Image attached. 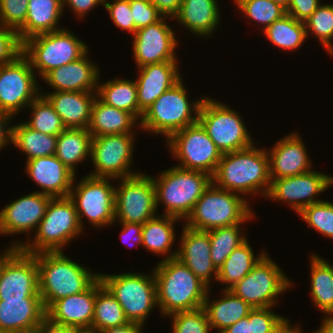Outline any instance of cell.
<instances>
[{"instance_id": "obj_53", "label": "cell", "mask_w": 333, "mask_h": 333, "mask_svg": "<svg viewBox=\"0 0 333 333\" xmlns=\"http://www.w3.org/2000/svg\"><path fill=\"white\" fill-rule=\"evenodd\" d=\"M62 2L63 10L68 5L67 7H70L79 19L84 18L89 11L99 4L103 5V0H62Z\"/></svg>"}, {"instance_id": "obj_64", "label": "cell", "mask_w": 333, "mask_h": 333, "mask_svg": "<svg viewBox=\"0 0 333 333\" xmlns=\"http://www.w3.org/2000/svg\"><path fill=\"white\" fill-rule=\"evenodd\" d=\"M0 333H16V332H12V331H0Z\"/></svg>"}, {"instance_id": "obj_7", "label": "cell", "mask_w": 333, "mask_h": 333, "mask_svg": "<svg viewBox=\"0 0 333 333\" xmlns=\"http://www.w3.org/2000/svg\"><path fill=\"white\" fill-rule=\"evenodd\" d=\"M187 94L182 78L143 112L140 129L156 135L160 133L168 140L174 133L198 122L204 96L191 103Z\"/></svg>"}, {"instance_id": "obj_48", "label": "cell", "mask_w": 333, "mask_h": 333, "mask_svg": "<svg viewBox=\"0 0 333 333\" xmlns=\"http://www.w3.org/2000/svg\"><path fill=\"white\" fill-rule=\"evenodd\" d=\"M23 54V42L16 30L0 26V66L14 62Z\"/></svg>"}, {"instance_id": "obj_47", "label": "cell", "mask_w": 333, "mask_h": 333, "mask_svg": "<svg viewBox=\"0 0 333 333\" xmlns=\"http://www.w3.org/2000/svg\"><path fill=\"white\" fill-rule=\"evenodd\" d=\"M29 0H0V26L18 31L26 21Z\"/></svg>"}, {"instance_id": "obj_23", "label": "cell", "mask_w": 333, "mask_h": 333, "mask_svg": "<svg viewBox=\"0 0 333 333\" xmlns=\"http://www.w3.org/2000/svg\"><path fill=\"white\" fill-rule=\"evenodd\" d=\"M89 50L79 59L49 71L43 82L55 91L97 92L100 71L88 58ZM96 65V66H95Z\"/></svg>"}, {"instance_id": "obj_36", "label": "cell", "mask_w": 333, "mask_h": 333, "mask_svg": "<svg viewBox=\"0 0 333 333\" xmlns=\"http://www.w3.org/2000/svg\"><path fill=\"white\" fill-rule=\"evenodd\" d=\"M124 310L113 294L103 285L100 277L96 279V299L92 320V333H100L110 328L128 324Z\"/></svg>"}, {"instance_id": "obj_30", "label": "cell", "mask_w": 333, "mask_h": 333, "mask_svg": "<svg viewBox=\"0 0 333 333\" xmlns=\"http://www.w3.org/2000/svg\"><path fill=\"white\" fill-rule=\"evenodd\" d=\"M137 122L138 120L131 113L110 106L96 96L91 107L90 123L87 129L92 137L134 133L133 126L140 124Z\"/></svg>"}, {"instance_id": "obj_25", "label": "cell", "mask_w": 333, "mask_h": 333, "mask_svg": "<svg viewBox=\"0 0 333 333\" xmlns=\"http://www.w3.org/2000/svg\"><path fill=\"white\" fill-rule=\"evenodd\" d=\"M177 61H165L138 68L137 98L139 105V122L143 112L165 91L178 83L182 76Z\"/></svg>"}, {"instance_id": "obj_40", "label": "cell", "mask_w": 333, "mask_h": 333, "mask_svg": "<svg viewBox=\"0 0 333 333\" xmlns=\"http://www.w3.org/2000/svg\"><path fill=\"white\" fill-rule=\"evenodd\" d=\"M266 38L283 50H297L308 38L305 23L286 14L264 31Z\"/></svg>"}, {"instance_id": "obj_50", "label": "cell", "mask_w": 333, "mask_h": 333, "mask_svg": "<svg viewBox=\"0 0 333 333\" xmlns=\"http://www.w3.org/2000/svg\"><path fill=\"white\" fill-rule=\"evenodd\" d=\"M251 321V333H271L285 318L272 311V307L253 308L248 315Z\"/></svg>"}, {"instance_id": "obj_43", "label": "cell", "mask_w": 333, "mask_h": 333, "mask_svg": "<svg viewBox=\"0 0 333 333\" xmlns=\"http://www.w3.org/2000/svg\"><path fill=\"white\" fill-rule=\"evenodd\" d=\"M304 23L307 36L309 33L315 35L333 57V4H320Z\"/></svg>"}, {"instance_id": "obj_32", "label": "cell", "mask_w": 333, "mask_h": 333, "mask_svg": "<svg viewBox=\"0 0 333 333\" xmlns=\"http://www.w3.org/2000/svg\"><path fill=\"white\" fill-rule=\"evenodd\" d=\"M223 296L220 299H209L211 290H208L203 308L208 317L211 330L218 329L221 333L227 327L233 325L238 320L249 315L253 308L242 298L236 296L229 289H223Z\"/></svg>"}, {"instance_id": "obj_37", "label": "cell", "mask_w": 333, "mask_h": 333, "mask_svg": "<svg viewBox=\"0 0 333 333\" xmlns=\"http://www.w3.org/2000/svg\"><path fill=\"white\" fill-rule=\"evenodd\" d=\"M97 95L106 104L131 113L139 121L136 81L114 78L104 84L98 83Z\"/></svg>"}, {"instance_id": "obj_27", "label": "cell", "mask_w": 333, "mask_h": 333, "mask_svg": "<svg viewBox=\"0 0 333 333\" xmlns=\"http://www.w3.org/2000/svg\"><path fill=\"white\" fill-rule=\"evenodd\" d=\"M45 317L41 298L0 299V331L34 333Z\"/></svg>"}, {"instance_id": "obj_31", "label": "cell", "mask_w": 333, "mask_h": 333, "mask_svg": "<svg viewBox=\"0 0 333 333\" xmlns=\"http://www.w3.org/2000/svg\"><path fill=\"white\" fill-rule=\"evenodd\" d=\"M62 12V0H29L25 24L17 31L21 41L63 29L57 27Z\"/></svg>"}, {"instance_id": "obj_61", "label": "cell", "mask_w": 333, "mask_h": 333, "mask_svg": "<svg viewBox=\"0 0 333 333\" xmlns=\"http://www.w3.org/2000/svg\"><path fill=\"white\" fill-rule=\"evenodd\" d=\"M312 333H333V318L323 317L321 327Z\"/></svg>"}, {"instance_id": "obj_59", "label": "cell", "mask_w": 333, "mask_h": 333, "mask_svg": "<svg viewBox=\"0 0 333 333\" xmlns=\"http://www.w3.org/2000/svg\"><path fill=\"white\" fill-rule=\"evenodd\" d=\"M142 327L143 326L138 323L129 322L128 324H126L124 326L110 328V329H107L100 333H143Z\"/></svg>"}, {"instance_id": "obj_62", "label": "cell", "mask_w": 333, "mask_h": 333, "mask_svg": "<svg viewBox=\"0 0 333 333\" xmlns=\"http://www.w3.org/2000/svg\"><path fill=\"white\" fill-rule=\"evenodd\" d=\"M17 248H13L9 246V248H6L5 251L2 252V255L0 254V276L2 271V265L4 261L16 250Z\"/></svg>"}, {"instance_id": "obj_9", "label": "cell", "mask_w": 333, "mask_h": 333, "mask_svg": "<svg viewBox=\"0 0 333 333\" xmlns=\"http://www.w3.org/2000/svg\"><path fill=\"white\" fill-rule=\"evenodd\" d=\"M88 46L68 29L39 34L23 42V54L43 78L49 71L81 58Z\"/></svg>"}, {"instance_id": "obj_12", "label": "cell", "mask_w": 333, "mask_h": 333, "mask_svg": "<svg viewBox=\"0 0 333 333\" xmlns=\"http://www.w3.org/2000/svg\"><path fill=\"white\" fill-rule=\"evenodd\" d=\"M69 194L73 201L80 225L84 230L83 219L87 218L93 227L101 228L115 223V187L112 178L84 176Z\"/></svg>"}, {"instance_id": "obj_28", "label": "cell", "mask_w": 333, "mask_h": 333, "mask_svg": "<svg viewBox=\"0 0 333 333\" xmlns=\"http://www.w3.org/2000/svg\"><path fill=\"white\" fill-rule=\"evenodd\" d=\"M61 117L66 128L87 129L97 92L55 91L41 93Z\"/></svg>"}, {"instance_id": "obj_4", "label": "cell", "mask_w": 333, "mask_h": 333, "mask_svg": "<svg viewBox=\"0 0 333 333\" xmlns=\"http://www.w3.org/2000/svg\"><path fill=\"white\" fill-rule=\"evenodd\" d=\"M34 232L33 241H15L11 247L28 254L63 251L65 245L83 233L73 201L69 197L52 198Z\"/></svg>"}, {"instance_id": "obj_3", "label": "cell", "mask_w": 333, "mask_h": 333, "mask_svg": "<svg viewBox=\"0 0 333 333\" xmlns=\"http://www.w3.org/2000/svg\"><path fill=\"white\" fill-rule=\"evenodd\" d=\"M39 271V294L45 310L55 301L85 291L98 277L65 256L63 251L34 254Z\"/></svg>"}, {"instance_id": "obj_58", "label": "cell", "mask_w": 333, "mask_h": 333, "mask_svg": "<svg viewBox=\"0 0 333 333\" xmlns=\"http://www.w3.org/2000/svg\"><path fill=\"white\" fill-rule=\"evenodd\" d=\"M221 333H251V321L248 316L243 317Z\"/></svg>"}, {"instance_id": "obj_15", "label": "cell", "mask_w": 333, "mask_h": 333, "mask_svg": "<svg viewBox=\"0 0 333 333\" xmlns=\"http://www.w3.org/2000/svg\"><path fill=\"white\" fill-rule=\"evenodd\" d=\"M134 136L125 133L92 137L90 159L95 171L89 175L118 180L140 173L131 171Z\"/></svg>"}, {"instance_id": "obj_18", "label": "cell", "mask_w": 333, "mask_h": 333, "mask_svg": "<svg viewBox=\"0 0 333 333\" xmlns=\"http://www.w3.org/2000/svg\"><path fill=\"white\" fill-rule=\"evenodd\" d=\"M41 298L39 271L34 254L17 248L3 263L0 299Z\"/></svg>"}, {"instance_id": "obj_16", "label": "cell", "mask_w": 333, "mask_h": 333, "mask_svg": "<svg viewBox=\"0 0 333 333\" xmlns=\"http://www.w3.org/2000/svg\"><path fill=\"white\" fill-rule=\"evenodd\" d=\"M34 72L24 54L0 66V110L15 117L40 95L42 89Z\"/></svg>"}, {"instance_id": "obj_19", "label": "cell", "mask_w": 333, "mask_h": 333, "mask_svg": "<svg viewBox=\"0 0 333 333\" xmlns=\"http://www.w3.org/2000/svg\"><path fill=\"white\" fill-rule=\"evenodd\" d=\"M170 17L138 29L133 35V55L137 68L165 61H177L175 31L166 23Z\"/></svg>"}, {"instance_id": "obj_45", "label": "cell", "mask_w": 333, "mask_h": 333, "mask_svg": "<svg viewBox=\"0 0 333 333\" xmlns=\"http://www.w3.org/2000/svg\"><path fill=\"white\" fill-rule=\"evenodd\" d=\"M298 215L315 232L333 239V203L321 200L305 207Z\"/></svg>"}, {"instance_id": "obj_51", "label": "cell", "mask_w": 333, "mask_h": 333, "mask_svg": "<svg viewBox=\"0 0 333 333\" xmlns=\"http://www.w3.org/2000/svg\"><path fill=\"white\" fill-rule=\"evenodd\" d=\"M129 4L137 30L154 24L163 17L150 0H129Z\"/></svg>"}, {"instance_id": "obj_24", "label": "cell", "mask_w": 333, "mask_h": 333, "mask_svg": "<svg viewBox=\"0 0 333 333\" xmlns=\"http://www.w3.org/2000/svg\"><path fill=\"white\" fill-rule=\"evenodd\" d=\"M96 280L83 292L55 301L47 310L46 317L52 322L92 332Z\"/></svg>"}, {"instance_id": "obj_26", "label": "cell", "mask_w": 333, "mask_h": 333, "mask_svg": "<svg viewBox=\"0 0 333 333\" xmlns=\"http://www.w3.org/2000/svg\"><path fill=\"white\" fill-rule=\"evenodd\" d=\"M26 173L41 188L40 192L55 197H69L76 175L56 156L38 157L26 161Z\"/></svg>"}, {"instance_id": "obj_57", "label": "cell", "mask_w": 333, "mask_h": 333, "mask_svg": "<svg viewBox=\"0 0 333 333\" xmlns=\"http://www.w3.org/2000/svg\"><path fill=\"white\" fill-rule=\"evenodd\" d=\"M158 11L166 17H173L178 13L182 0H150Z\"/></svg>"}, {"instance_id": "obj_55", "label": "cell", "mask_w": 333, "mask_h": 333, "mask_svg": "<svg viewBox=\"0 0 333 333\" xmlns=\"http://www.w3.org/2000/svg\"><path fill=\"white\" fill-rule=\"evenodd\" d=\"M81 332L82 330L76 327L54 323L47 317H45L42 320V322L34 331V333H81Z\"/></svg>"}, {"instance_id": "obj_11", "label": "cell", "mask_w": 333, "mask_h": 333, "mask_svg": "<svg viewBox=\"0 0 333 333\" xmlns=\"http://www.w3.org/2000/svg\"><path fill=\"white\" fill-rule=\"evenodd\" d=\"M293 283L272 258L265 253L252 270L229 290L252 308L275 307L279 295Z\"/></svg>"}, {"instance_id": "obj_44", "label": "cell", "mask_w": 333, "mask_h": 333, "mask_svg": "<svg viewBox=\"0 0 333 333\" xmlns=\"http://www.w3.org/2000/svg\"><path fill=\"white\" fill-rule=\"evenodd\" d=\"M233 2L248 19L262 23V31L287 14L285 8L272 0H234Z\"/></svg>"}, {"instance_id": "obj_8", "label": "cell", "mask_w": 333, "mask_h": 333, "mask_svg": "<svg viewBox=\"0 0 333 333\" xmlns=\"http://www.w3.org/2000/svg\"><path fill=\"white\" fill-rule=\"evenodd\" d=\"M150 275V276H149ZM103 274V285L113 294L129 322L144 323L157 305V286L154 273Z\"/></svg>"}, {"instance_id": "obj_46", "label": "cell", "mask_w": 333, "mask_h": 333, "mask_svg": "<svg viewBox=\"0 0 333 333\" xmlns=\"http://www.w3.org/2000/svg\"><path fill=\"white\" fill-rule=\"evenodd\" d=\"M168 317L172 318V333H209L211 330L203 307L190 311H179Z\"/></svg>"}, {"instance_id": "obj_17", "label": "cell", "mask_w": 333, "mask_h": 333, "mask_svg": "<svg viewBox=\"0 0 333 333\" xmlns=\"http://www.w3.org/2000/svg\"><path fill=\"white\" fill-rule=\"evenodd\" d=\"M333 185V176L317 170L285 178H271L266 198L286 201L291 209L300 213L305 207L321 201L316 196Z\"/></svg>"}, {"instance_id": "obj_54", "label": "cell", "mask_w": 333, "mask_h": 333, "mask_svg": "<svg viewBox=\"0 0 333 333\" xmlns=\"http://www.w3.org/2000/svg\"><path fill=\"white\" fill-rule=\"evenodd\" d=\"M121 227H122V230H121L122 232L120 233V236H121V240H123L124 244H125L126 241L129 240L131 242H128V243L133 244V242L134 243L136 242L137 245H142V240H143L142 227H143V224L121 223ZM130 246H131V244H130ZM132 246H134V244Z\"/></svg>"}, {"instance_id": "obj_5", "label": "cell", "mask_w": 333, "mask_h": 333, "mask_svg": "<svg viewBox=\"0 0 333 333\" xmlns=\"http://www.w3.org/2000/svg\"><path fill=\"white\" fill-rule=\"evenodd\" d=\"M249 202L247 198L219 188L211 182L197 200L183 226L199 231H210L245 223L255 217Z\"/></svg>"}, {"instance_id": "obj_20", "label": "cell", "mask_w": 333, "mask_h": 333, "mask_svg": "<svg viewBox=\"0 0 333 333\" xmlns=\"http://www.w3.org/2000/svg\"><path fill=\"white\" fill-rule=\"evenodd\" d=\"M52 198L35 191L7 204L0 211V235L36 231Z\"/></svg>"}, {"instance_id": "obj_56", "label": "cell", "mask_w": 333, "mask_h": 333, "mask_svg": "<svg viewBox=\"0 0 333 333\" xmlns=\"http://www.w3.org/2000/svg\"><path fill=\"white\" fill-rule=\"evenodd\" d=\"M10 119L12 121L13 117L0 110V150L5 149V146L11 143L12 138V126H9Z\"/></svg>"}, {"instance_id": "obj_52", "label": "cell", "mask_w": 333, "mask_h": 333, "mask_svg": "<svg viewBox=\"0 0 333 333\" xmlns=\"http://www.w3.org/2000/svg\"><path fill=\"white\" fill-rule=\"evenodd\" d=\"M319 0H290L286 13L296 20L305 22L320 5Z\"/></svg>"}, {"instance_id": "obj_63", "label": "cell", "mask_w": 333, "mask_h": 333, "mask_svg": "<svg viewBox=\"0 0 333 333\" xmlns=\"http://www.w3.org/2000/svg\"><path fill=\"white\" fill-rule=\"evenodd\" d=\"M273 2L281 5L283 8H285L287 10L290 0H272Z\"/></svg>"}, {"instance_id": "obj_10", "label": "cell", "mask_w": 333, "mask_h": 333, "mask_svg": "<svg viewBox=\"0 0 333 333\" xmlns=\"http://www.w3.org/2000/svg\"><path fill=\"white\" fill-rule=\"evenodd\" d=\"M198 122L222 154L242 150L255 143L240 114L215 99L204 97Z\"/></svg>"}, {"instance_id": "obj_49", "label": "cell", "mask_w": 333, "mask_h": 333, "mask_svg": "<svg viewBox=\"0 0 333 333\" xmlns=\"http://www.w3.org/2000/svg\"><path fill=\"white\" fill-rule=\"evenodd\" d=\"M103 5L115 26L132 33V36L135 34L137 29L134 26L129 0H103Z\"/></svg>"}, {"instance_id": "obj_35", "label": "cell", "mask_w": 333, "mask_h": 333, "mask_svg": "<svg viewBox=\"0 0 333 333\" xmlns=\"http://www.w3.org/2000/svg\"><path fill=\"white\" fill-rule=\"evenodd\" d=\"M91 141L88 129L66 128L57 136L55 156L76 175L75 166L90 157Z\"/></svg>"}, {"instance_id": "obj_38", "label": "cell", "mask_w": 333, "mask_h": 333, "mask_svg": "<svg viewBox=\"0 0 333 333\" xmlns=\"http://www.w3.org/2000/svg\"><path fill=\"white\" fill-rule=\"evenodd\" d=\"M57 136L31 129L24 122L12 125L11 145L18 148L31 160L56 153Z\"/></svg>"}, {"instance_id": "obj_13", "label": "cell", "mask_w": 333, "mask_h": 333, "mask_svg": "<svg viewBox=\"0 0 333 333\" xmlns=\"http://www.w3.org/2000/svg\"><path fill=\"white\" fill-rule=\"evenodd\" d=\"M167 146L182 169L197 170L213 176L222 158V152L207 135L199 122L174 133Z\"/></svg>"}, {"instance_id": "obj_65", "label": "cell", "mask_w": 333, "mask_h": 333, "mask_svg": "<svg viewBox=\"0 0 333 333\" xmlns=\"http://www.w3.org/2000/svg\"><path fill=\"white\" fill-rule=\"evenodd\" d=\"M81 333H92V332H90V331H82Z\"/></svg>"}, {"instance_id": "obj_22", "label": "cell", "mask_w": 333, "mask_h": 333, "mask_svg": "<svg viewBox=\"0 0 333 333\" xmlns=\"http://www.w3.org/2000/svg\"><path fill=\"white\" fill-rule=\"evenodd\" d=\"M269 156L270 177L285 178L311 171L313 164L307 148L297 132L290 133L275 142Z\"/></svg>"}, {"instance_id": "obj_2", "label": "cell", "mask_w": 333, "mask_h": 333, "mask_svg": "<svg viewBox=\"0 0 333 333\" xmlns=\"http://www.w3.org/2000/svg\"><path fill=\"white\" fill-rule=\"evenodd\" d=\"M152 270L156 279L157 305L161 314L167 317L179 311L203 307L211 288L177 258L162 259Z\"/></svg>"}, {"instance_id": "obj_1", "label": "cell", "mask_w": 333, "mask_h": 333, "mask_svg": "<svg viewBox=\"0 0 333 333\" xmlns=\"http://www.w3.org/2000/svg\"><path fill=\"white\" fill-rule=\"evenodd\" d=\"M252 146L222 155L212 182L219 188L250 196H266L271 187L267 150Z\"/></svg>"}, {"instance_id": "obj_6", "label": "cell", "mask_w": 333, "mask_h": 333, "mask_svg": "<svg viewBox=\"0 0 333 333\" xmlns=\"http://www.w3.org/2000/svg\"><path fill=\"white\" fill-rule=\"evenodd\" d=\"M156 190V207L165 205L163 215L187 219L197 200L212 182L206 172L187 170L174 166L152 176Z\"/></svg>"}, {"instance_id": "obj_14", "label": "cell", "mask_w": 333, "mask_h": 333, "mask_svg": "<svg viewBox=\"0 0 333 333\" xmlns=\"http://www.w3.org/2000/svg\"><path fill=\"white\" fill-rule=\"evenodd\" d=\"M119 180L115 188V222L145 224L157 216L156 190L151 175L140 172Z\"/></svg>"}, {"instance_id": "obj_33", "label": "cell", "mask_w": 333, "mask_h": 333, "mask_svg": "<svg viewBox=\"0 0 333 333\" xmlns=\"http://www.w3.org/2000/svg\"><path fill=\"white\" fill-rule=\"evenodd\" d=\"M181 219L161 215L148 220L142 227V247L154 254L164 255L165 259L176 258L177 250H172L176 240L174 224Z\"/></svg>"}, {"instance_id": "obj_21", "label": "cell", "mask_w": 333, "mask_h": 333, "mask_svg": "<svg viewBox=\"0 0 333 333\" xmlns=\"http://www.w3.org/2000/svg\"><path fill=\"white\" fill-rule=\"evenodd\" d=\"M181 233L176 258L186 265L203 283L217 281L218 270L211 260V244L207 231L194 230L186 225Z\"/></svg>"}, {"instance_id": "obj_60", "label": "cell", "mask_w": 333, "mask_h": 333, "mask_svg": "<svg viewBox=\"0 0 333 333\" xmlns=\"http://www.w3.org/2000/svg\"><path fill=\"white\" fill-rule=\"evenodd\" d=\"M288 318H284L271 333H303L300 327L292 326Z\"/></svg>"}, {"instance_id": "obj_39", "label": "cell", "mask_w": 333, "mask_h": 333, "mask_svg": "<svg viewBox=\"0 0 333 333\" xmlns=\"http://www.w3.org/2000/svg\"><path fill=\"white\" fill-rule=\"evenodd\" d=\"M265 253V251H262L255 257L254 250L247 239L224 261L218 270L217 281L223 283L222 285L226 284L225 289H230L252 270Z\"/></svg>"}, {"instance_id": "obj_29", "label": "cell", "mask_w": 333, "mask_h": 333, "mask_svg": "<svg viewBox=\"0 0 333 333\" xmlns=\"http://www.w3.org/2000/svg\"><path fill=\"white\" fill-rule=\"evenodd\" d=\"M218 7L217 0H182L173 20L196 36L208 37L219 25L221 13Z\"/></svg>"}, {"instance_id": "obj_42", "label": "cell", "mask_w": 333, "mask_h": 333, "mask_svg": "<svg viewBox=\"0 0 333 333\" xmlns=\"http://www.w3.org/2000/svg\"><path fill=\"white\" fill-rule=\"evenodd\" d=\"M28 108L31 109L32 116L24 123L31 129L54 136H58L66 129L61 117L44 96L39 95L28 105Z\"/></svg>"}, {"instance_id": "obj_41", "label": "cell", "mask_w": 333, "mask_h": 333, "mask_svg": "<svg viewBox=\"0 0 333 333\" xmlns=\"http://www.w3.org/2000/svg\"><path fill=\"white\" fill-rule=\"evenodd\" d=\"M241 224L243 223L207 231L211 244V260L217 270L227 257L247 240L241 231L243 229Z\"/></svg>"}, {"instance_id": "obj_34", "label": "cell", "mask_w": 333, "mask_h": 333, "mask_svg": "<svg viewBox=\"0 0 333 333\" xmlns=\"http://www.w3.org/2000/svg\"><path fill=\"white\" fill-rule=\"evenodd\" d=\"M310 259L311 299L325 318H333V265L316 254Z\"/></svg>"}]
</instances>
